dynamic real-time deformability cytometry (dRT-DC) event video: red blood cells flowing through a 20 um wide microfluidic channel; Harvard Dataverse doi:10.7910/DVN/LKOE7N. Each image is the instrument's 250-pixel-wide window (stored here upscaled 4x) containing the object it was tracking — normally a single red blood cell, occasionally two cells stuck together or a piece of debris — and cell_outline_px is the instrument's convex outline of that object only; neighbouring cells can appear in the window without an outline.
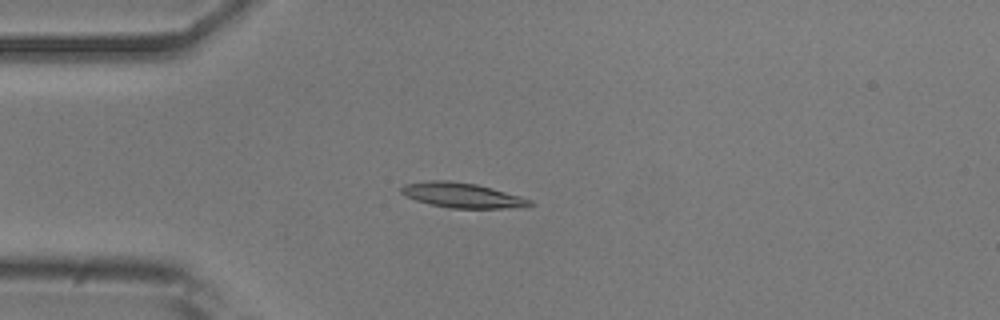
{"species": "common noctule bat (a hibernating species)", "species_latin": "Nyctalus noctula", "temperature_condition": "room temperature", "stored_images_in_passage": 4, "camera_frame_rate_fps": 3000, "um_per_image_px": 0.085, "animal": {"sex": "male", "body_mass_g": 20.5, "forearm_length_mm": 52.5}, "frame": {"image": 1, "passage_image": 4, "time_ms": 1.0, "image_size_px": [1000, 320], "cell_outline_px": [[536, 204], [524, 208], [448, 208], [416, 200], [404, 196], [400, 192], [400, 188], [404, 184], [428, 180], [452, 180], [476, 184], [492, 188], [520, 196], [532, 200]], "centroid_in_image_um": [39.31, 16.6], "position_along_channel_um": 45.7, "area_um2": 18.96}}